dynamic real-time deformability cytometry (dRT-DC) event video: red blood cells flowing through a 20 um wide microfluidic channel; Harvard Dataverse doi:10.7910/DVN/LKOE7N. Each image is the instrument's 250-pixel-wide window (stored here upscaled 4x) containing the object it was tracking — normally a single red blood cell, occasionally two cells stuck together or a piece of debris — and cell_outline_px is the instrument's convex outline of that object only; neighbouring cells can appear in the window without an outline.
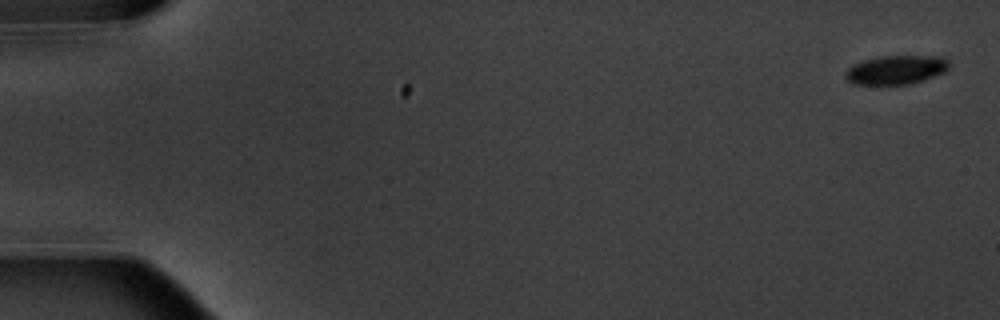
{"species": "common noctule bat (a hibernating species)", "species_latin": "Nyctalus noctula", "temperature_condition": "warm", "stored_images_in_passage": 5, "camera_frame_rate_fps": 3000, "um_per_image_px": 0.085, "animal": {"sex": "male", "body_mass_g": 20.1, "forearm_length_mm": 53.5}, "frame": {"image": 1, "passage_image": 1, "time_ms": 0.0, "image_size_px": [1000, 320], "cell_outline_px": [[948, 68], [944, 72], [912, 84], [852, 84], [844, 76], [844, 72], [848, 68], [864, 60], [880, 56], [940, 56], [948, 60]], "centroid_in_image_um": [76.15, 5.93], "position_along_channel_um": 8.8, "area_um2": 17.34}}
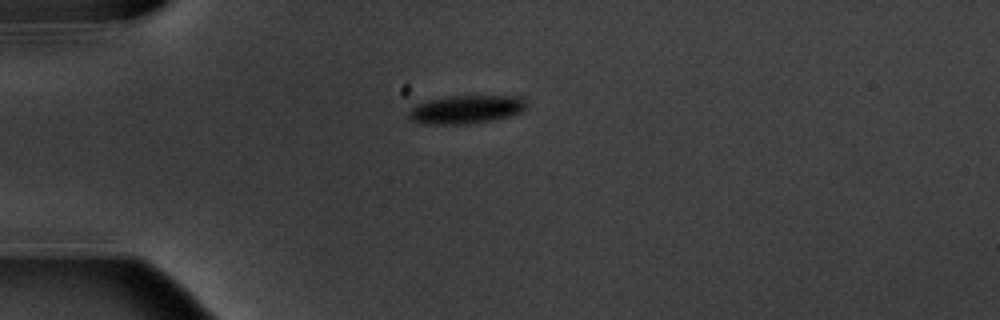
{"frame": {"image": 2, "passage_image": 5, "time_ms": 4.667, "image_size_px": [1000, 320], "cell_outline_px": [[524, 108], [520, 112], [508, 116], [492, 120], [468, 124], [428, 124], [412, 120], [408, 116], [408, 112], [416, 104], [428, 100], [448, 96], [520, 96], [524, 100]], "centroid_in_image_um": [39.58, 9.3], "position_along_channel_um": 45.4, "area_um2": 19.19}}